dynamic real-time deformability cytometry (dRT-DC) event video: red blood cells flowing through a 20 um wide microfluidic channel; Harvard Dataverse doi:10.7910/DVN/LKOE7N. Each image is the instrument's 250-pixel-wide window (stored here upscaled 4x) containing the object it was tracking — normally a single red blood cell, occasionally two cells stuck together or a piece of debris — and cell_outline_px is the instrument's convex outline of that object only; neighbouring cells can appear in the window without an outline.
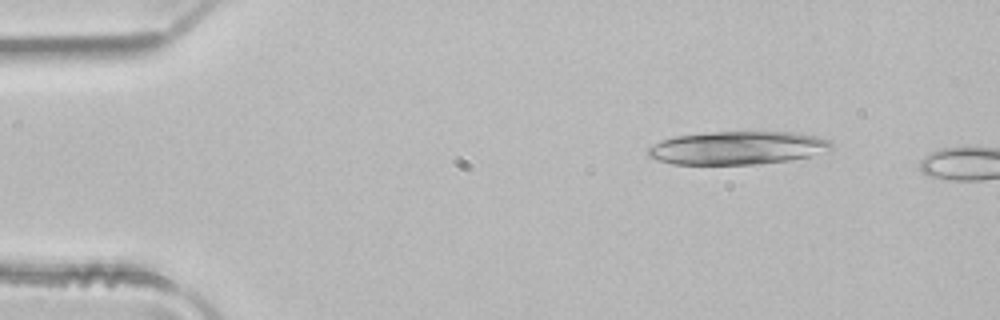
{"species": "common noctule bat (a hibernating species)", "species_latin": "Nyctalus noctula", "temperature_condition": "room temperature", "stored_images_in_passage": 4, "camera_frame_rate_fps": 3000, "um_per_image_px": 0.085, "animal": {"sex": "male", "body_mass_g": 21.5, "forearm_length_mm": 52.0}, "frame": {"image": 1, "passage_image": 4, "time_ms": 1.0, "image_size_px": [1000, 320], "cell_outline_px": [[832, 148], [808, 156], [788, 160], [756, 164], [672, 164], [656, 160], [648, 156], [648, 148], [660, 140], [676, 136], [712, 132], [792, 132], [816, 136], [828, 140], [832, 144]], "centroid_in_image_um": [62.62, 12.57], "position_along_channel_um": 22.4, "area_um2": 35.14}}